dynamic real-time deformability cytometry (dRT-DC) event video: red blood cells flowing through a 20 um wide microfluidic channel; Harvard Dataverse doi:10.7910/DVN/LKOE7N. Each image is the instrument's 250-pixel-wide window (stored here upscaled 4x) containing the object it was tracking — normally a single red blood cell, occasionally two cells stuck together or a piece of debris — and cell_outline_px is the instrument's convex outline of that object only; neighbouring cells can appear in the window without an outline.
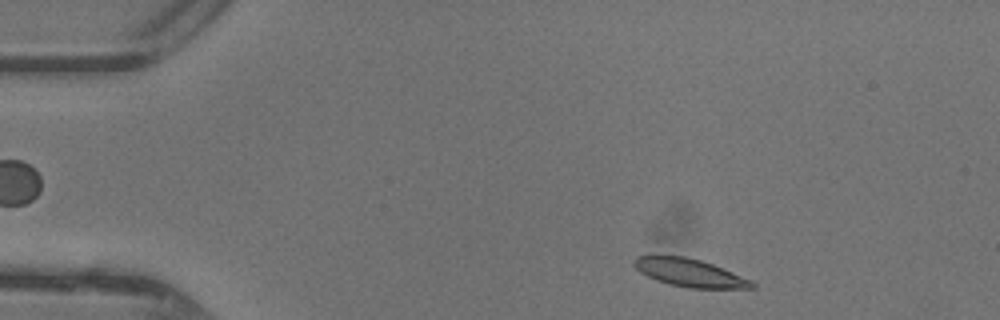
{"species": "common noctule bat (a hibernating species)", "species_latin": "Nyctalus noctula", "temperature_condition": "warm", "stored_images_in_passage": 38, "camera_frame_rate_fps": 3000, "um_per_image_px": 0.085, "animal": {"sex": "female"}, "frame": {"image": 1, "passage_image": 2, "time_ms": 0.333, "image_size_px": [1000, 320], "cell_outline_px": [[756, 288], [688, 288], [668, 284], [656, 280], [640, 272], [632, 264], [632, 260], [636, 256], [684, 256], [700, 260], [712, 264], [752, 280], [756, 284]], "centroid_in_image_um": [58.61, 23.19], "position_along_channel_um": 26.4, "area_um2": 19.13}}
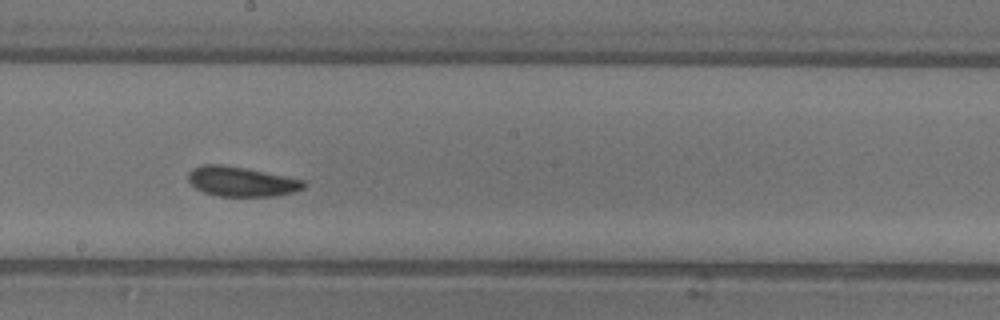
{"frame": {"image": 2, "passage_image": 21, "time_ms": 6.667, "image_size_px": [1000, 320], "cell_outline_px": [[308, 184], [304, 188], [296, 192], [276, 196], [220, 196], [204, 192], [196, 188], [188, 180], [188, 172], [192, 168], [200, 164], [220, 164], [248, 168], [304, 180]], "centroid_in_image_um": [20.54, 15.42], "position_along_channel_um": 227.7, "area_um2": 20.29}}
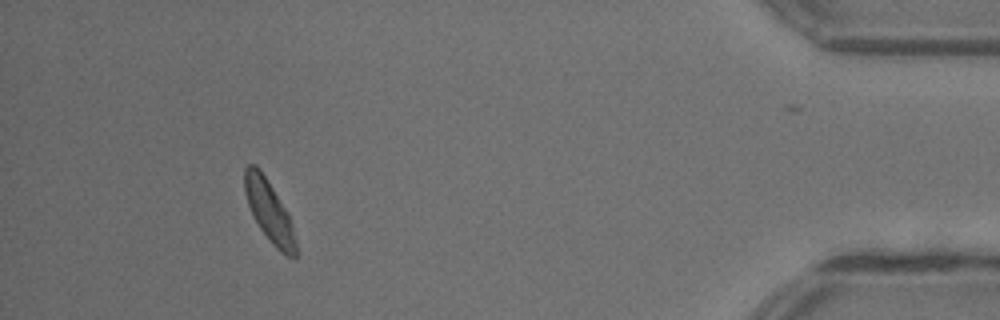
{"frame": {"image": 3, "passage_image": 38, "time_ms": 12.333, "image_size_px": [1000, 320], "cell_outline_px": [[296, 260], [280, 252], [276, 248], [260, 228], [252, 216], [244, 192], [244, 168], [248, 164], [256, 164], [260, 168], [288, 212], [292, 224], [296, 244]], "centroid_in_image_um": [22.87, 17.92], "position_along_channel_um": 412.3, "area_um2": 18.38}, "authors_computed_cell_mechanics": {"area_um2": 19.7387, "velocity_mm_per_s": 4.3622, "shape_relaxation_time_tau1_ms": 2.3829, "shape_relaxation_time_tau2_ms": 4.3507, "deformation_change_tau1": 0.1073, "deformation_change_tau2": 0.1038}}